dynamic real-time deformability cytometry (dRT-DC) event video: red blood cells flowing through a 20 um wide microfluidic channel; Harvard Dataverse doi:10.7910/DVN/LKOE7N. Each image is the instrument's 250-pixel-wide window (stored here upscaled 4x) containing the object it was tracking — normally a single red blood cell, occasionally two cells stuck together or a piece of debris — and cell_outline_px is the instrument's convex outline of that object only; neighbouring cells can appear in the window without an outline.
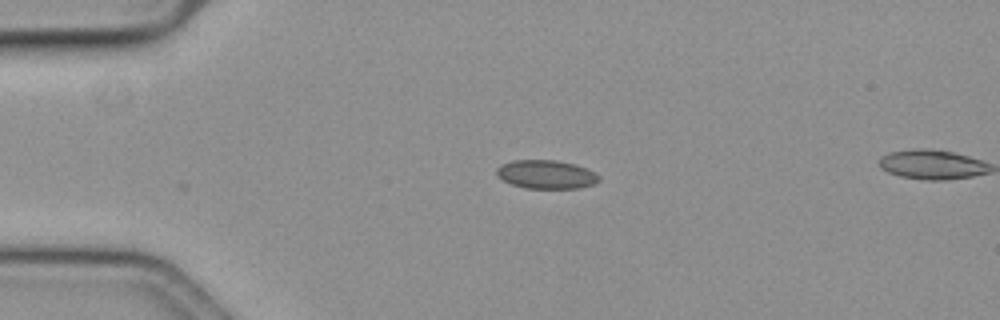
{"species": "common noctule bat (a hibernating species)", "species_latin": "Nyctalus noctula", "temperature_condition": "cold", "stored_images_in_passage": 4, "camera_frame_rate_fps": 3000, "um_per_image_px": 0.085, "animal": {"sex": "female", "body_mass_g": 19.3, "forearm_length_mm": 54.1}, "frame": {"image": 1, "passage_image": 1, "time_ms": 0.0, "image_size_px": [1000, 320], "cell_outline_px": [[600, 180], [592, 184], [576, 188], [524, 188], [512, 184], [496, 176], [496, 168], [500, 164], [512, 160], [556, 160], [572, 164], [584, 168], [600, 176]], "centroid_in_image_um": [46.36, 14.82], "position_along_channel_um": 38.6, "area_um2": 16.88}}